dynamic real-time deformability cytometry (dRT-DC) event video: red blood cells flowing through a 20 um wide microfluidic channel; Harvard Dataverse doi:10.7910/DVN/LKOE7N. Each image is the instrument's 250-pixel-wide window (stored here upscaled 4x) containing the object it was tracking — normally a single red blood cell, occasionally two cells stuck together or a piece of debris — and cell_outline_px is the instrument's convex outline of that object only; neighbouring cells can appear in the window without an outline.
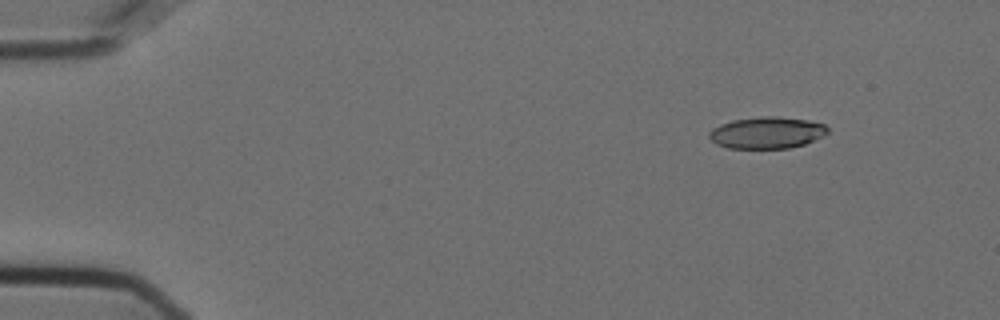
{"species": "Egyptian fruit bat (a non-hibernating species)", "species_latin": "Rousettus aegyptiacus", "temperature_condition": "cold", "stored_images_in_passage": 52, "camera_frame_rate_fps": 3000, "um_per_image_px": 0.085, "animal": {"sex": "female"}, "frame": {"image": 1, "passage_image": 2, "time_ms": 0.333, "image_size_px": [1000, 320], "cell_outline_px": [[828, 132], [824, 136], [804, 144], [788, 148], [728, 148], [716, 144], [708, 136], [708, 132], [712, 128], [720, 124], [732, 120], [760, 116], [776, 116], [808, 120], [824, 124], [828, 128]], "centroid_in_image_um": [65.17, 11.27], "position_along_channel_um": 19.8, "area_um2": 21.96}}
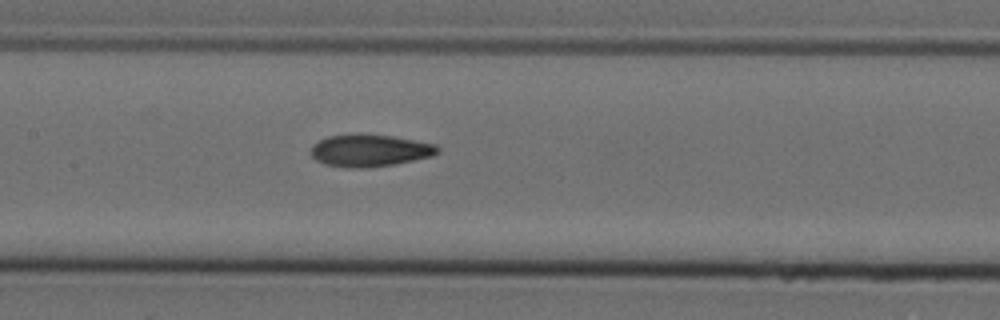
{"frame": {"image": 2, "passage_image": 23, "time_ms": 7.333, "image_size_px": [1000, 320], "cell_outline_px": [[440, 152], [432, 156], [396, 164], [368, 168], [348, 168], [324, 164], [316, 160], [312, 156], [312, 144], [328, 136], [356, 132], [392, 136], [436, 144], [440, 148]], "centroid_in_image_um": [31.43, 12.78], "position_along_channel_um": 176.0, "area_um2": 24.22}}
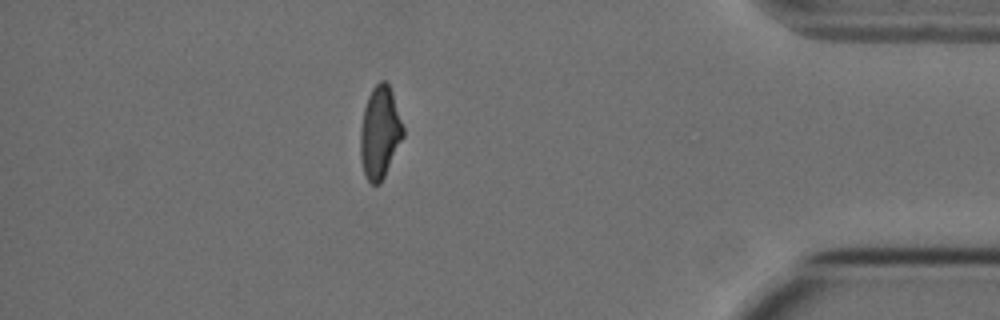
{"frame": {"image": 3, "passage_image": 45, "time_ms": 14.667, "image_size_px": [1000, 320], "cell_outline_px": [[404, 136], [380, 184], [372, 184], [368, 180], [364, 172], [360, 156], [360, 128], [364, 108], [368, 96], [372, 88], [380, 80], [384, 80], [388, 84], [392, 92], [404, 128]], "centroid_in_image_um": [32.28, 11.24], "position_along_channel_um": 402.9, "area_um2": 22.83}, "authors_computed_cell_mechanics": {"area_um2": 23.12, "velocity_mm_per_s": 3.6197, "shape_relaxation_time_tau1_ms": null, "shape_relaxation_time_tau2_ms": 3.1204, "deformation_change_tau1": null, "deformation_change_tau2": 0.1062}}